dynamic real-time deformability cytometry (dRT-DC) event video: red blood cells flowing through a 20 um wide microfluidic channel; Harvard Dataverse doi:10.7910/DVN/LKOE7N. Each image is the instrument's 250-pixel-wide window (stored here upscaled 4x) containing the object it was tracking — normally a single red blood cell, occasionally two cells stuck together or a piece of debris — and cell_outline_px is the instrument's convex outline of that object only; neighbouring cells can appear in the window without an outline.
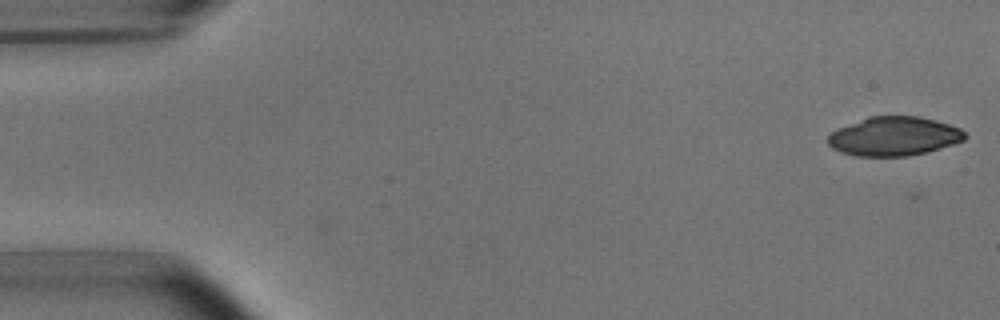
{"species": "common noctule bat (a hibernating species)", "species_latin": "Nyctalus noctula", "temperature_condition": "room temperature", "stored_images_in_passage": 5, "camera_frame_rate_fps": 3000, "um_per_image_px": 0.085, "animal": {"sex": "male", "body_mass_g": 15.6}, "frame": {"image": 1, "passage_image": 1, "time_ms": 0.0, "image_size_px": [1000, 320], "cell_outline_px": [[968, 136], [964, 140], [928, 152], [908, 156], [856, 156], [840, 152], [832, 148], [828, 144], [828, 136], [836, 128], [868, 116], [920, 116], [936, 120], [960, 128]], "centroid_in_image_um": [75.97, 11.58], "position_along_channel_um": 9.0, "area_um2": 31.33}}